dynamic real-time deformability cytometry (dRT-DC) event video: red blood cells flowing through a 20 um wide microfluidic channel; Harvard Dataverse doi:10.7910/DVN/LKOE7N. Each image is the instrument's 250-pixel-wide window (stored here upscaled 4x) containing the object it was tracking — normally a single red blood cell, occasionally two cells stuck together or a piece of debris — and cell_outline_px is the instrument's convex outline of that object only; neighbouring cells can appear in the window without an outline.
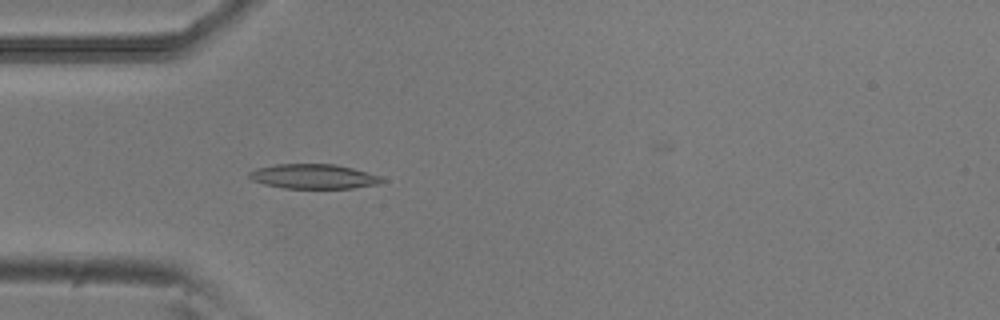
{"species": "common noctule bat (a hibernating species)", "species_latin": "Nyctalus noctula", "temperature_condition": "room temperature", "stored_images_in_passage": 4, "camera_frame_rate_fps": 3000, "um_per_image_px": 0.085, "animal": {"sex": "male", "body_mass_g": 20.5, "forearm_length_mm": 52.5}, "frame": {"image": 1, "passage_image": 4, "time_ms": 1.0, "image_size_px": [1000, 320], "cell_outline_px": [[388, 180], [380, 184], [352, 188], [284, 188], [264, 184], [252, 180], [248, 176], [248, 172], [256, 168], [276, 164], [336, 164], [352, 168], [380, 176]], "centroid_in_image_um": [26.67, 15.0], "position_along_channel_um": 58.3, "area_um2": 19.13}}